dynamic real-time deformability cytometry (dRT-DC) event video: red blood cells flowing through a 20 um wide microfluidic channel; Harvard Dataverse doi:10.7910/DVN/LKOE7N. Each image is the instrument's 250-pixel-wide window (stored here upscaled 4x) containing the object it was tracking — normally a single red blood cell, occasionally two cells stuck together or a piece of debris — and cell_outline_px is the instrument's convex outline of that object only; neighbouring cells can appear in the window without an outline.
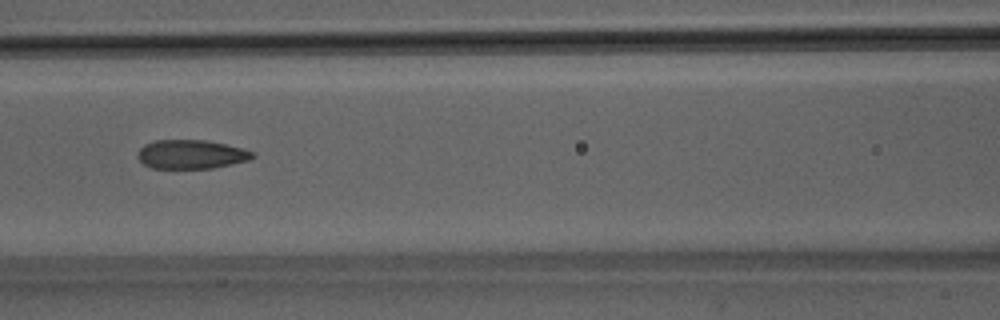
{"species": "Egyptian fruit bat (a non-hibernating species)", "species_latin": "Rousettus aegyptiacus", "temperature_condition": "room temperature", "stored_images_in_passage": 48, "camera_frame_rate_fps": 3000, "um_per_image_px": 0.085, "animal": {"sex": "male"}, "frame": {"image": 1, "passage_image": 21, "time_ms": 6.667, "image_size_px": [1000, 320], "cell_outline_px": [[256, 156], [248, 160], [232, 164], [212, 168], [152, 168], [144, 164], [136, 156], [136, 152], [144, 144], [156, 140], [204, 140], [224, 144], [256, 152]], "centroid_in_image_um": [16.23, 13.12], "position_along_channel_um": 150.4, "area_um2": 19.36}}
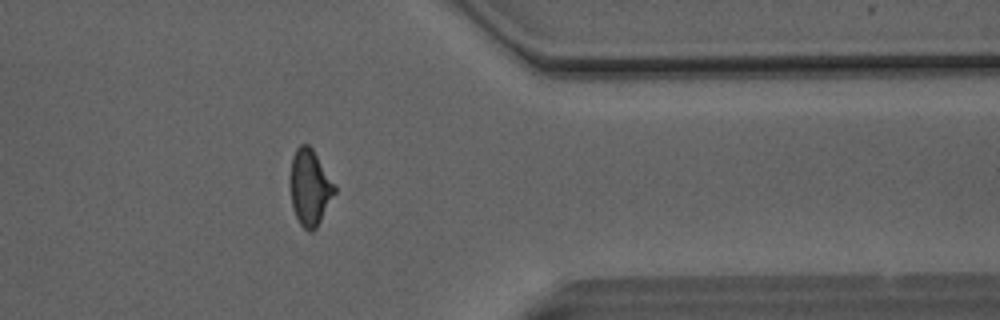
{"frame": {"image": 2, "passage_image": 39, "time_ms": 12.667, "image_size_px": [1000, 320], "cell_outline_px": [[336, 192], [316, 228], [312, 232], [308, 232], [300, 224], [292, 208], [288, 184], [288, 180], [292, 156], [296, 148], [300, 144], [308, 144], [312, 148], [336, 184]], "centroid_in_image_um": [26.31, 15.91], "position_along_channel_um": 385.1, "area_um2": 20.23}}
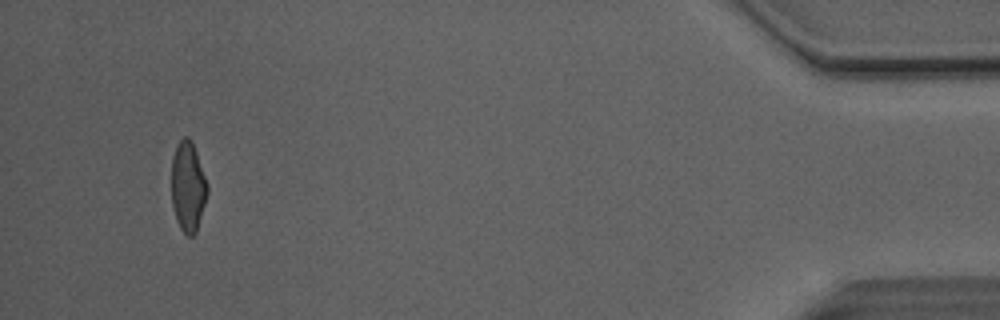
{"frame": {"image": 3, "passage_image": 46, "time_ms": 15.0, "image_size_px": [1000, 320], "cell_outline_px": [[208, 192], [196, 232], [192, 236], [188, 236], [180, 228], [176, 220], [172, 204], [172, 156], [176, 144], [184, 136], [188, 136], [192, 140], [208, 184]], "centroid_in_image_um": [15.97, 15.83], "position_along_channel_um": 419.2, "area_um2": 18.9}, "authors_computed_cell_mechanics": {"area_um2": 19.9988, "velocity_mm_per_s": 4.1352, "shape_relaxation_time_tau1_ms": 5.9922, "shape_relaxation_time_tau2_ms": 1.6025, "deformation_change_tau1": 0.1775, "deformation_change_tau2": 0.0769}}